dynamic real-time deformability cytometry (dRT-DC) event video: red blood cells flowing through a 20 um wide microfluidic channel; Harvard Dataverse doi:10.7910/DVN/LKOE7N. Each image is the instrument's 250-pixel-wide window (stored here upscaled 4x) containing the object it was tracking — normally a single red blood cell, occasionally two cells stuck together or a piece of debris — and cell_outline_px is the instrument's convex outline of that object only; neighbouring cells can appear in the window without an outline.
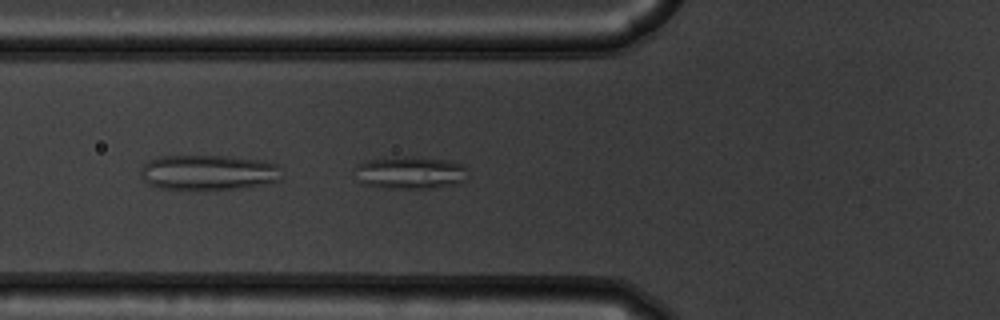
{"species": "common noctule bat (a hibernating species)", "species_latin": "Nyctalus noctula", "temperature_condition": "warm", "stored_images_in_passage": 54, "camera_frame_rate_fps": 3000, "um_per_image_px": 0.085, "animal": {"sex": "male", "body_mass_g": 19.5, "forearm_length_mm": 54.6}, "frame": {"image": 1, "passage_image": 21, "time_ms": 6.667, "image_size_px": [1000, 320], "cell_outline_px": [[468, 168], [464, 180], [456, 184], [432, 188], [380, 188], [364, 184], [360, 180], [356, 168], [360, 164], [368, 160], [404, 156], [448, 160], [464, 164]], "centroid_in_image_um": [34.93, 14.68], "position_along_channel_um": 90.9, "area_um2": 21.21}}
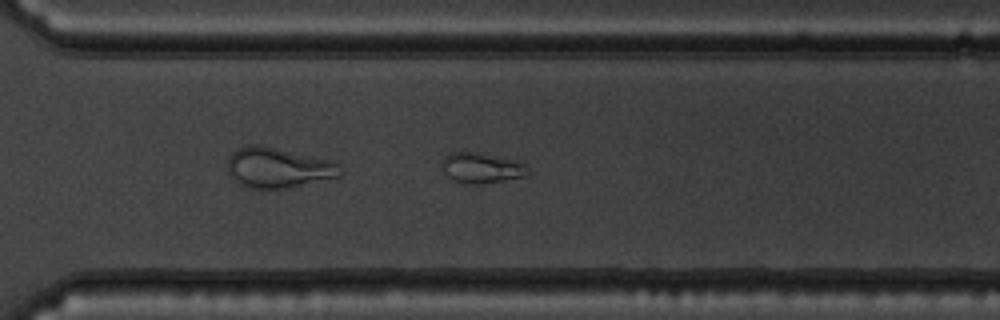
{"frame": {"image": 2, "passage_image": 40, "time_ms": 13.0, "image_size_px": [1000, 320], "cell_outline_px": [[532, 172], [528, 176], [484, 184], [464, 184], [448, 176], [440, 164], [444, 156], [452, 152], [476, 152], [524, 160], [528, 164]], "centroid_in_image_um": [41.07, 14.26], "position_along_channel_um": 329.5, "area_um2": 15.95}}
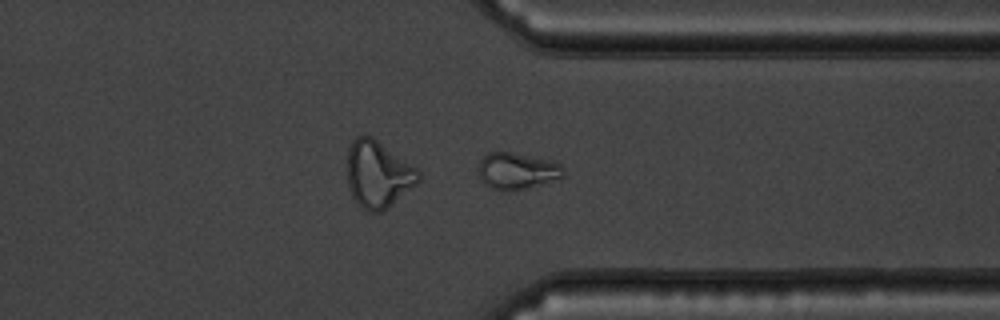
{"frame": {"image": 3, "passage_image": 43, "time_ms": 14.0, "image_size_px": [1000, 320], "cell_outline_px": [[564, 176], [524, 188], [508, 192], [504, 192], [492, 188], [484, 184], [480, 180], [476, 168], [480, 160], [488, 152], [508, 152], [556, 160], [564, 168]], "centroid_in_image_um": [43.9, 14.52], "position_along_channel_um": 367.5, "area_um2": 18.32}, "authors_computed_cell_mechanics": {"area_um2": 21.2126, "velocity_mm_per_s": 3.7616, "shape_relaxation_time_tau1_ms": null, "shape_relaxation_time_tau2_ms": 2.2179, "deformation_change_tau1": null, "deformation_change_tau2": 0.0855}}